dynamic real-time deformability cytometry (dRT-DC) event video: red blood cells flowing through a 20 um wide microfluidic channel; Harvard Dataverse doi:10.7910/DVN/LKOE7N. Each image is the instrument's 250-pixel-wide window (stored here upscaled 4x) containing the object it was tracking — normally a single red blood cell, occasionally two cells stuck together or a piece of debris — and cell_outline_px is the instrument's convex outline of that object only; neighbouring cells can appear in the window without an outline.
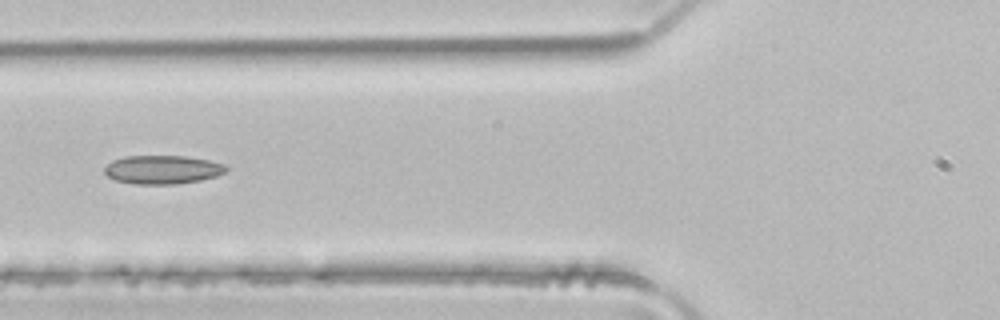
{"species": "common noctule bat (a hibernating species)", "species_latin": "Nyctalus noctula", "temperature_condition": "room temperature", "stored_images_in_passage": 5, "camera_frame_rate_fps": 3000, "um_per_image_px": 0.085, "animal": {"sex": "male", "body_mass_g": 21.5, "forearm_length_mm": 52.0}, "frame": {"image": 1, "passage_image": 5, "time_ms": 1.333, "image_size_px": [1000, 320], "cell_outline_px": [[228, 168], [224, 172], [216, 176], [200, 180], [176, 184], [136, 184], [116, 180], [108, 176], [104, 172], [104, 168], [112, 160], [124, 156], [184, 156], [208, 160], [224, 164]], "centroid_in_image_um": [13.8, 14.41], "position_along_channel_um": 112.0, "area_um2": 20.17}}